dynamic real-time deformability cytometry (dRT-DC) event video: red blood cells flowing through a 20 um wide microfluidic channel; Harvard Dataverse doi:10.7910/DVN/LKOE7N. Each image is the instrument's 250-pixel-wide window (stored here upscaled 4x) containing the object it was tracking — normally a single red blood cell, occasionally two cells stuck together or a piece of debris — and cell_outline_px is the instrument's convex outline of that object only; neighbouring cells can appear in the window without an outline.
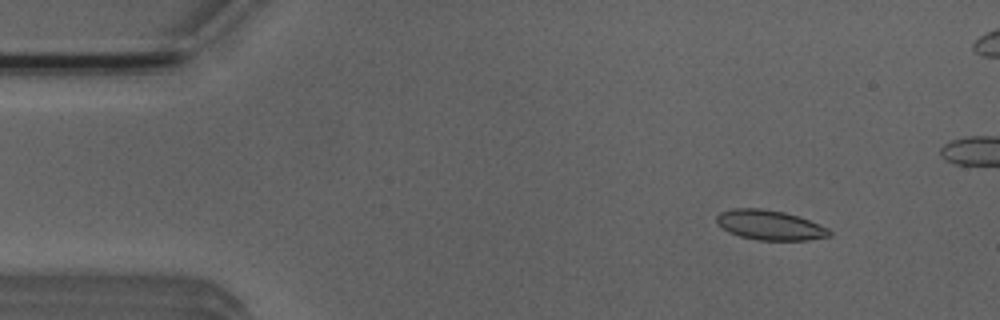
{"species": "Egyptian fruit bat (a non-hibernating species)", "species_latin": "Rousettus aegyptiacus", "temperature_condition": "room temperature", "stored_images_in_passage": 53, "camera_frame_rate_fps": 3000, "um_per_image_px": 0.085, "animal": {"sex": "male"}, "frame": {"image": 1, "passage_image": 6, "time_ms": 1.667, "image_size_px": [1000, 320], "cell_outline_px": [[832, 236], [808, 240], [760, 240], [740, 236], [728, 232], [716, 224], [716, 216], [720, 212], [732, 208], [760, 208], [784, 212], [800, 216], [828, 228], [832, 232]], "centroid_in_image_um": [65.43, 19.13], "position_along_channel_um": 19.6, "area_um2": 19.77}}
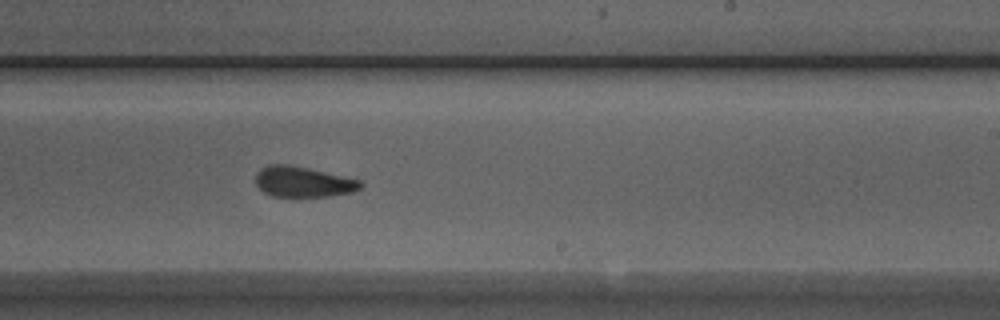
{"frame": {"image": 2, "passage_image": 31, "time_ms": 10.0, "image_size_px": [1000, 320], "cell_outline_px": [[364, 184], [360, 188], [352, 192], [328, 196], [272, 196], [264, 192], [256, 184], [256, 172], [260, 168], [268, 164], [288, 164], [308, 168], [360, 180]], "centroid_in_image_um": [25.73, 15.44], "position_along_channel_um": 263.3, "area_um2": 18.55}}
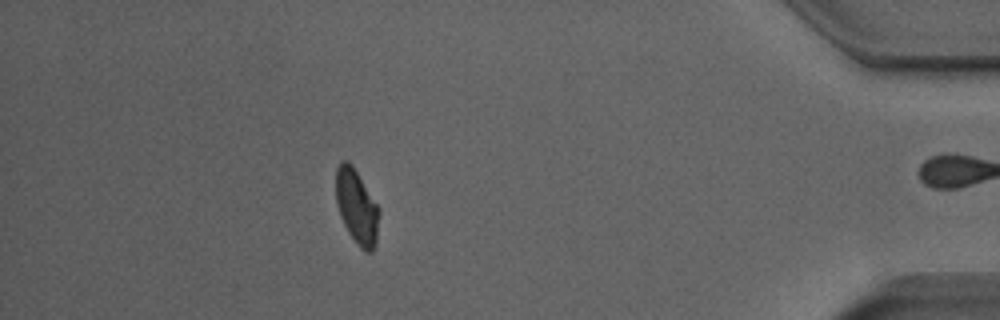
{"frame": {"image": 3, "passage_image": 46, "time_ms": 15.0, "image_size_px": [1000, 320], "cell_outline_px": [[380, 212], [376, 244], [372, 252], [364, 252], [356, 244], [348, 232], [340, 216], [336, 204], [336, 168], [340, 160], [348, 160], [352, 164], [380, 208]], "centroid_in_image_um": [30.33, 17.58], "position_along_channel_um": 404.9, "area_um2": 19.13}, "authors_computed_cell_mechanics": {"area_um2": 19.1896, "velocity_mm_per_s": 3.9083, "shape_relaxation_time_tau1_ms": null, "shape_relaxation_time_tau2_ms": 1.3818, "deformation_change_tau1": null, "deformation_change_tau2": 0.0669}}